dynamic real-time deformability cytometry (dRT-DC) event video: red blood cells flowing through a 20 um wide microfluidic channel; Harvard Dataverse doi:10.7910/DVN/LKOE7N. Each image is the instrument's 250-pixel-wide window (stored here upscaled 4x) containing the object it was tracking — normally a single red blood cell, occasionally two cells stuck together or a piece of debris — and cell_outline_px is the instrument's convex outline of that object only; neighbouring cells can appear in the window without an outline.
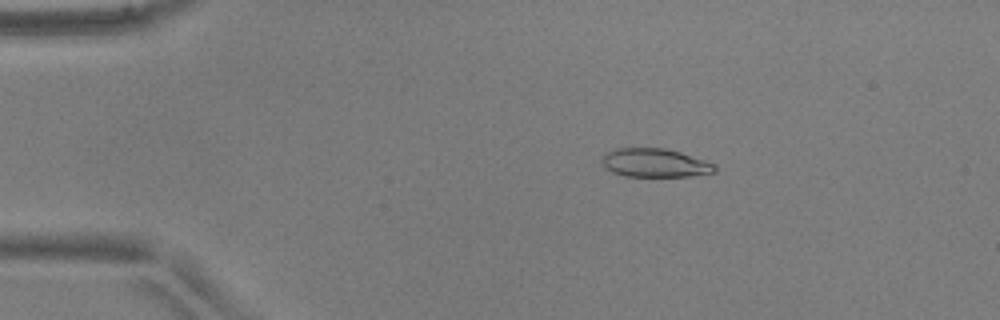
{"species": "common noctule bat (a hibernating species)", "species_latin": "Nyctalus noctula", "temperature_condition": "warm", "stored_images_in_passage": 52, "camera_frame_rate_fps": 3000, "um_per_image_px": 0.085, "animal": {"sex": "male", "body_mass_g": 17.9, "forearm_length_mm": 54.2}, "frame": {"image": 1, "passage_image": 10, "time_ms": 3.0, "image_size_px": [1000, 320], "cell_outline_px": [[716, 172], [688, 176], [624, 176], [612, 172], [604, 168], [604, 152], [616, 148], [664, 148], [680, 152], [716, 164]], "centroid_in_image_um": [55.67, 13.84], "position_along_channel_um": 29.3, "area_um2": 18.73}}
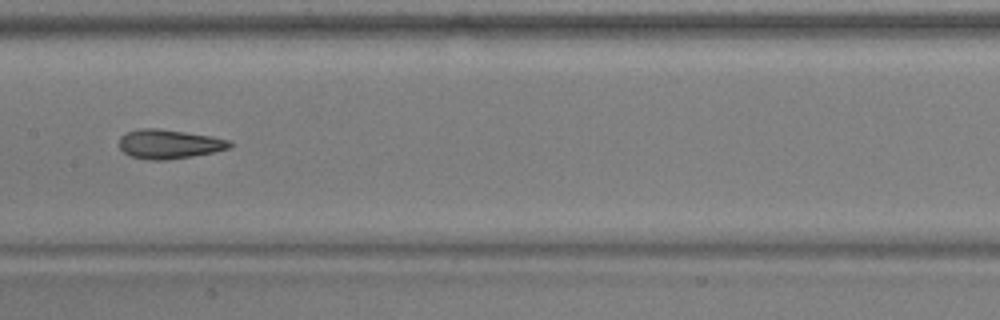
{"frame": {"image": 2, "passage_image": 27, "time_ms": 8.667, "image_size_px": [1000, 320], "cell_outline_px": [[232, 148], [192, 156], [164, 160], [148, 160], [132, 156], [124, 152], [120, 148], [120, 136], [128, 132], [140, 128], [156, 128], [212, 136], [228, 140], [232, 144]], "centroid_in_image_um": [14.38, 12.24], "position_along_channel_um": 193.0, "area_um2": 18.61}}
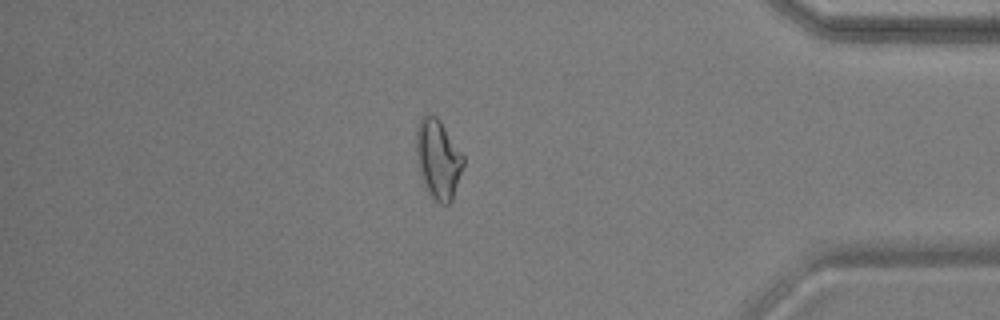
{"frame": {"image": 3, "passage_image": 45, "time_ms": 14.667, "image_size_px": [1000, 320], "cell_outline_px": [[464, 164], [452, 200], [448, 204], [440, 204], [432, 196], [420, 172], [416, 152], [416, 128], [420, 120], [424, 116], [436, 116], [440, 120], [464, 156]], "centroid_in_image_um": [37.26, 13.5], "position_along_channel_um": 397.9, "area_um2": 21.21}, "authors_computed_cell_mechanics": {"area_um2": 19.652, "velocity_mm_per_s": 3.9202, "shape_relaxation_time_tau1_ms": null, "shape_relaxation_time_tau2_ms": 1.6149, "deformation_change_tau1": null, "deformation_change_tau2": 0.0903}}